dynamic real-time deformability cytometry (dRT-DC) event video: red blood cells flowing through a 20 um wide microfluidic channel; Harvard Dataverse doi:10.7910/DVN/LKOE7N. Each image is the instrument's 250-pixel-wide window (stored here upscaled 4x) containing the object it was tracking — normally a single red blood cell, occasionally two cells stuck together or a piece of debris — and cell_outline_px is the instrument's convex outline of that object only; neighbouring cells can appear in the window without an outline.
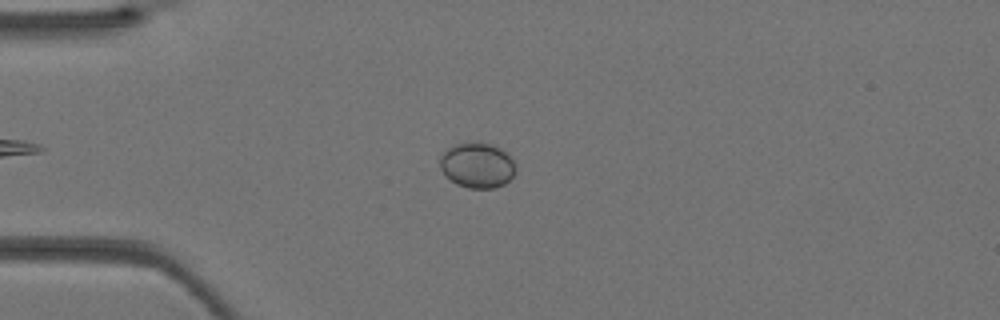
{"species": "Egyptian fruit bat (a non-hibernating species)", "species_latin": "Rousettus aegyptiacus", "temperature_condition": "warm", "stored_images_in_passage": 29, "camera_frame_rate_fps": 3000, "um_per_image_px": 0.085, "animal": {"sex": "female"}, "frame": {"image": 1, "passage_image": 3, "time_ms": 0.667, "image_size_px": [1000, 320], "cell_outline_px": [[516, 172], [504, 184], [496, 188], [468, 188], [456, 184], [444, 176], [440, 168], [440, 156], [448, 148], [456, 144], [476, 140], [500, 148], [512, 160], [516, 168]], "centroid_in_image_um": [40.53, 14.05], "position_along_channel_um": 44.5, "area_um2": 20.11}}
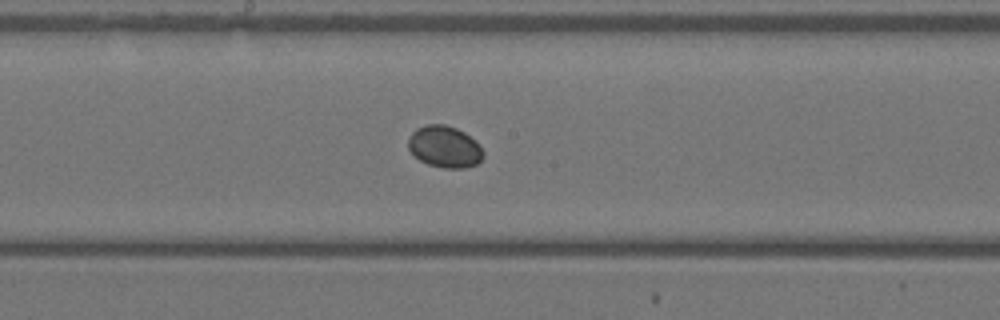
{"frame": {"image": 2, "passage_image": 14, "time_ms": 4.333, "image_size_px": [1000, 320], "cell_outline_px": [[484, 156], [476, 164], [464, 168], [444, 168], [428, 164], [420, 160], [408, 148], [408, 140], [412, 132], [416, 128], [428, 124], [444, 124], [456, 128], [464, 132], [484, 152]], "centroid_in_image_um": [37.76, 12.47], "position_along_channel_um": 210.4, "area_um2": 17.92}}
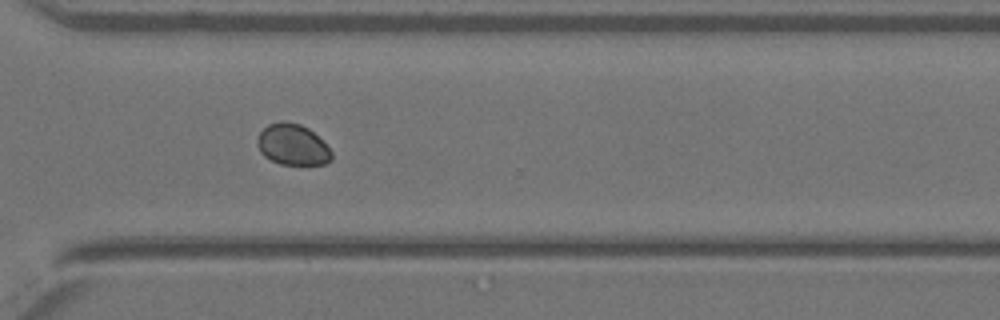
{"frame": {"image": 3, "passage_image": 22, "time_ms": 7.0, "image_size_px": [1000, 320], "cell_outline_px": [[332, 160], [324, 164], [280, 164], [264, 156], [260, 152], [256, 144], [256, 136], [268, 124], [280, 120], [284, 120], [300, 124], [308, 128], [332, 152]], "centroid_in_image_um": [24.82, 12.28], "position_along_channel_um": 345.8, "area_um2": 17.74}}